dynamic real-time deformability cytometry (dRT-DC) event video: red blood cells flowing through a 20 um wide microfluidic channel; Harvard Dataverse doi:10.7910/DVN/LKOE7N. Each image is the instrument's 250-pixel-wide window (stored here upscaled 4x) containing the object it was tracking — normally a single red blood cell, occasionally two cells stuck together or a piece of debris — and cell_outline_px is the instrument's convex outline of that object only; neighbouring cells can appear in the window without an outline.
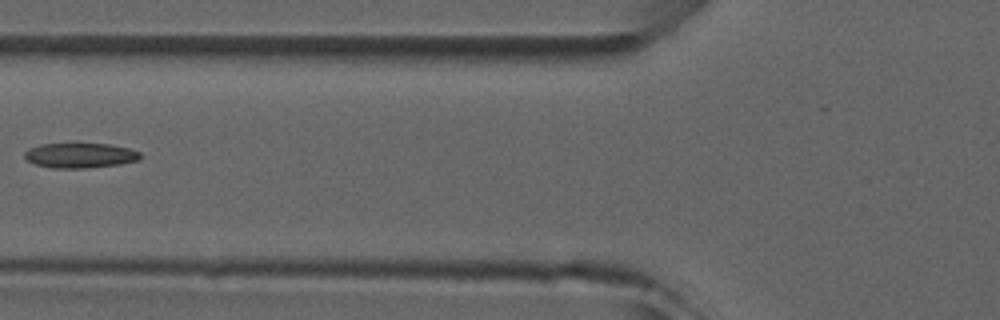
{"species": "common noctule bat (a hibernating species)", "species_latin": "Nyctalus noctula", "temperature_condition": "room temperature", "stored_images_in_passage": 6, "camera_frame_rate_fps": 3000, "um_per_image_px": 0.085, "animal": {"sex": "male", "forearm_length_mm": 52.5}, "frame": {"image": 1, "passage_image": 5, "time_ms": 5.667, "image_size_px": [1000, 320], "cell_outline_px": [[140, 160], [120, 164], [88, 168], [52, 168], [36, 164], [28, 160], [24, 156], [24, 152], [28, 148], [40, 144], [108, 144], [128, 148], [140, 152]], "centroid_in_image_um": [6.81, 13.21], "position_along_channel_um": 119.0, "area_um2": 16.76}}
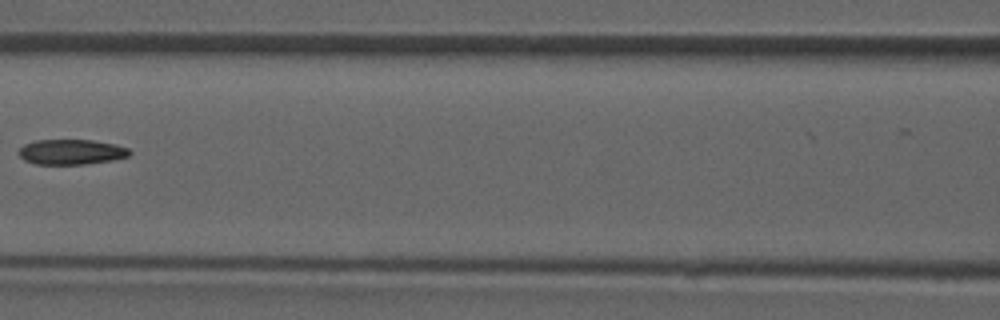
{"frame": {"image": 2, "passage_image": 6, "time_ms": 6.667, "image_size_px": [1000, 320], "cell_outline_px": [[132, 152], [128, 156], [112, 160], [84, 164], [36, 164], [24, 160], [16, 152], [24, 144], [36, 140], [92, 140], [116, 144], [128, 148]], "centroid_in_image_um": [6.04, 12.91], "position_along_channel_um": 160.6, "area_um2": 16.3}}